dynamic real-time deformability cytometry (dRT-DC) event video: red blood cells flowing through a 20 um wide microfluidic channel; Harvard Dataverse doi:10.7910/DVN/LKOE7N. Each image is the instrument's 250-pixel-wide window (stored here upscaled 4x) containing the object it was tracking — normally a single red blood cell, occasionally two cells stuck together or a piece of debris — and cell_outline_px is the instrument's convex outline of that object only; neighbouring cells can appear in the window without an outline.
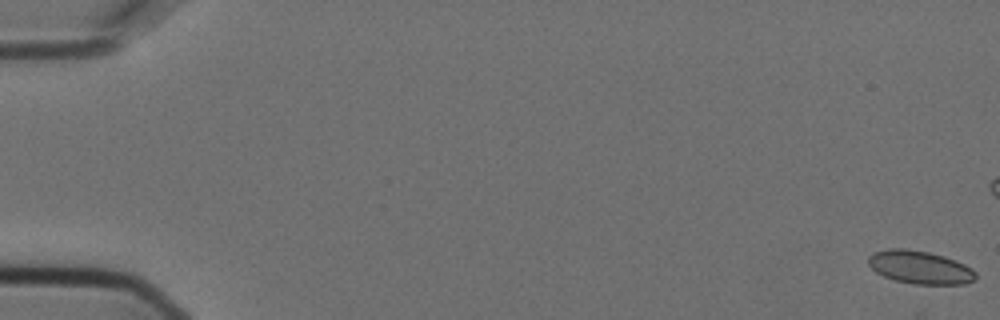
{"species": "Egyptian fruit bat (a non-hibernating species)", "species_latin": "Rousettus aegyptiacus", "temperature_condition": "cold", "stored_images_in_passage": 3, "camera_frame_rate_fps": 3000, "um_per_image_px": 0.085, "animal": {"sex": "female"}, "frame": {"image": 1, "passage_image": 1, "time_ms": 0.0, "image_size_px": [1000, 320], "cell_outline_px": [[976, 280], [964, 284], [912, 284], [896, 280], [884, 276], [876, 272], [868, 264], [868, 256], [872, 252], [888, 248], [904, 248], [928, 252], [944, 256], [964, 264], [972, 268], [976, 272]], "centroid_in_image_um": [78.19, 22.71], "position_along_channel_um": 6.8, "area_um2": 20.81}}